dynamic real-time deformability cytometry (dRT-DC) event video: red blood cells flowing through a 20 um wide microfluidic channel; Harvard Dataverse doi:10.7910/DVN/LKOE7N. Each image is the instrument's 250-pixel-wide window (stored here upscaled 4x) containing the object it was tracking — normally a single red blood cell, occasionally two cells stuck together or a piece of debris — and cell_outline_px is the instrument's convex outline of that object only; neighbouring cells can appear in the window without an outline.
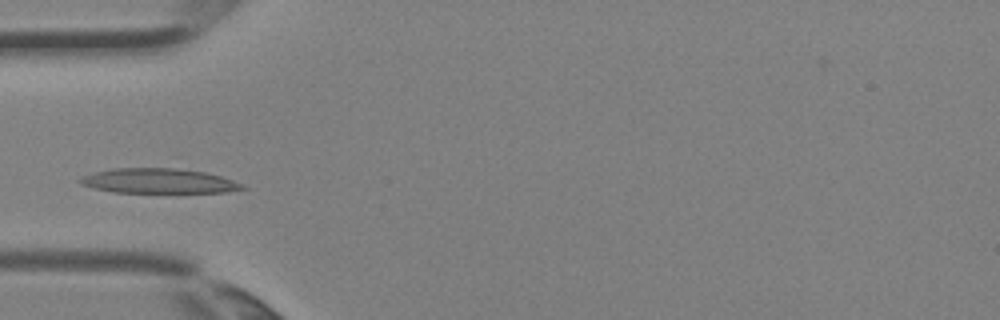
{"species": "Egyptian fruit bat (a non-hibernating species)", "species_latin": "Rousettus aegyptiacus", "temperature_condition": "room temperature", "stored_images_in_passage": 2, "camera_frame_rate_fps": 3000, "um_per_image_px": 0.085, "animal": {"sex": "female"}, "frame": {"image": 1, "passage_image": 2, "time_ms": 0.333, "image_size_px": [1000, 320], "cell_outline_px": [[248, 188], [228, 192], [112, 192], [92, 188], [80, 184], [80, 176], [112, 168], [176, 168], [204, 172], [220, 176], [244, 184]], "centroid_in_image_um": [13.48, 15.38], "position_along_channel_um": 71.5, "area_um2": 23.41}}